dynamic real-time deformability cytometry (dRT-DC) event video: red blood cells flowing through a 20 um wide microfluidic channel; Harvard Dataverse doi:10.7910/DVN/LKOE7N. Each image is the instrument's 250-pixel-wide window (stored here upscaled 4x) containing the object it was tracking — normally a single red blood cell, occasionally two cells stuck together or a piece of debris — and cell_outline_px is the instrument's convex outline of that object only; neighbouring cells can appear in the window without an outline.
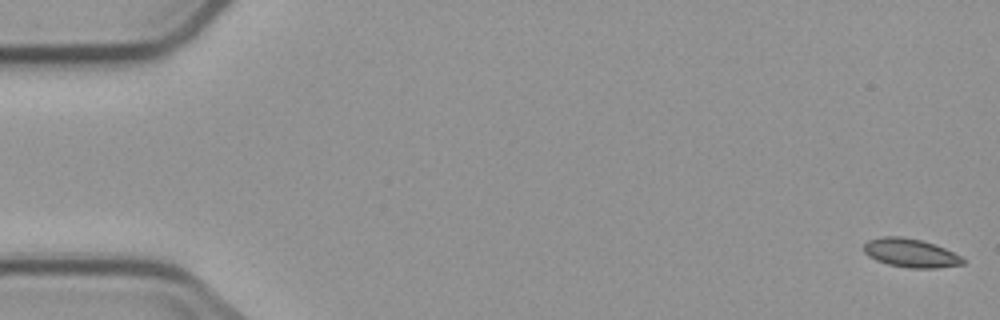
{"species": "common noctule bat (a hibernating species)", "species_latin": "Nyctalus noctula", "temperature_condition": "cold", "stored_images_in_passage": 5, "camera_frame_rate_fps": 3000, "um_per_image_px": 0.085, "animal": {"sex": "male", "body_mass_g": 23.1, "forearm_length_mm": 52.7}, "frame": {"image": 1, "passage_image": 1, "time_ms": 0.0, "image_size_px": [1000, 320], "cell_outline_px": [[964, 264], [936, 268], [908, 268], [888, 264], [876, 260], [868, 256], [864, 252], [864, 244], [868, 240], [880, 236], [900, 236], [920, 240], [944, 248], [960, 256], [964, 260]], "centroid_in_image_um": [77.36, 21.5], "position_along_channel_um": 7.6, "area_um2": 16.42}}
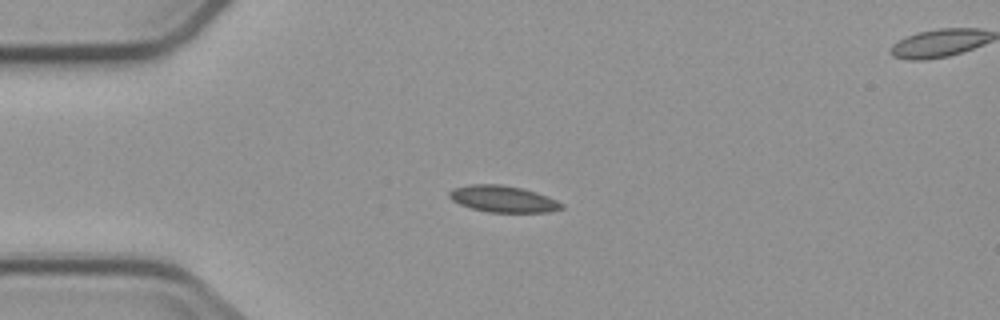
{"frame": {"image": 2, "passage_image": 3, "time_ms": 4.333, "image_size_px": [1000, 320], "cell_outline_px": [[564, 208], [548, 212], [488, 212], [472, 208], [460, 204], [452, 200], [448, 196], [448, 192], [452, 188], [468, 184], [500, 184], [524, 188], [548, 196], [564, 204]], "centroid_in_image_um": [42.75, 16.9], "position_along_channel_um": 42.2, "area_um2": 17.51}}